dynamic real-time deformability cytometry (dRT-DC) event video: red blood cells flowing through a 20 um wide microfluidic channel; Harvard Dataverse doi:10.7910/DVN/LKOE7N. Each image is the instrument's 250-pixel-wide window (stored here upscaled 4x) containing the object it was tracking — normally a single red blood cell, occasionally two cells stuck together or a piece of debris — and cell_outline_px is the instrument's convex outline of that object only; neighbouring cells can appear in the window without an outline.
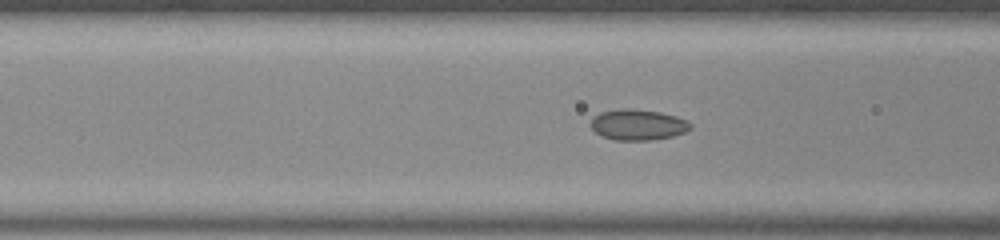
{"species": "common noctule bat (a hibernating species)", "species_latin": "Nyctalus noctula", "temperature_condition": "room temperature", "stored_images_in_passage": 54, "camera_frame_rate_fps": 3000, "um_per_image_px": 0.085, "animal": {"sex": "male", "body_mass_g": 20.0, "forearm_length_mm": 53.3}, "frame": {"image": 1, "passage_image": 20, "time_ms": 6.333, "image_size_px": [1000, 240], "cell_outline_px": [[692, 128], [684, 132], [672, 136], [652, 140], [616, 140], [600, 136], [592, 128], [592, 120], [600, 112], [624, 108], [632, 108], [660, 112], [676, 116], [688, 120], [692, 124]], "centroid_in_image_um": [54.26, 10.6], "position_along_channel_um": 112.3, "area_um2": 17.86}}
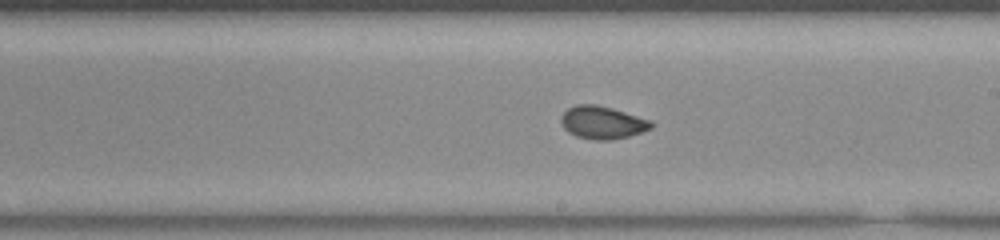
{"frame": {"image": 2, "passage_image": 30, "time_ms": 9.667, "image_size_px": [1000, 240], "cell_outline_px": [[656, 124], [652, 128], [628, 136], [612, 140], [596, 140], [576, 136], [568, 132], [564, 128], [560, 120], [560, 116], [568, 108], [576, 104], [596, 104], [612, 108], [652, 120]], "centroid_in_image_um": [51.21, 10.4], "position_along_channel_um": 237.8, "area_um2": 17.34}}
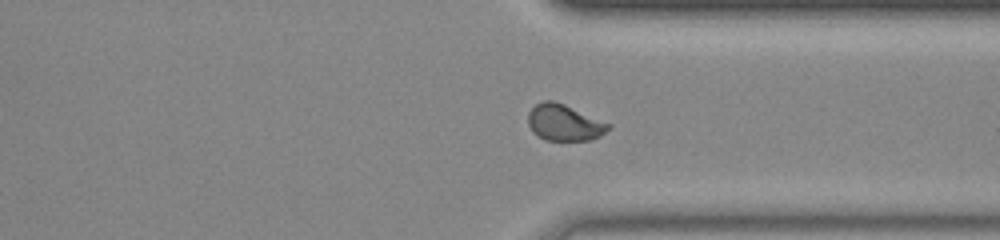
{"frame": {"image": 3, "passage_image": 40, "time_ms": 13.0, "image_size_px": [1000, 240], "cell_outline_px": [[612, 124], [600, 136], [592, 140], [544, 140], [532, 132], [528, 124], [528, 112], [536, 104], [544, 100], [552, 100], [564, 104]], "centroid_in_image_um": [47.94, 10.42], "position_along_channel_um": 363.5, "area_um2": 16.99}, "authors_computed_cell_mechanics": {"area_um2": 17.4267, "velocity_mm_per_s": 3.7596, "shape_relaxation_time_tau1_ms": 7.4972, "shape_relaxation_time_tau2_ms": 1.178, "deformation_change_tau1": 0.155, "deformation_change_tau2": 0.0422}}